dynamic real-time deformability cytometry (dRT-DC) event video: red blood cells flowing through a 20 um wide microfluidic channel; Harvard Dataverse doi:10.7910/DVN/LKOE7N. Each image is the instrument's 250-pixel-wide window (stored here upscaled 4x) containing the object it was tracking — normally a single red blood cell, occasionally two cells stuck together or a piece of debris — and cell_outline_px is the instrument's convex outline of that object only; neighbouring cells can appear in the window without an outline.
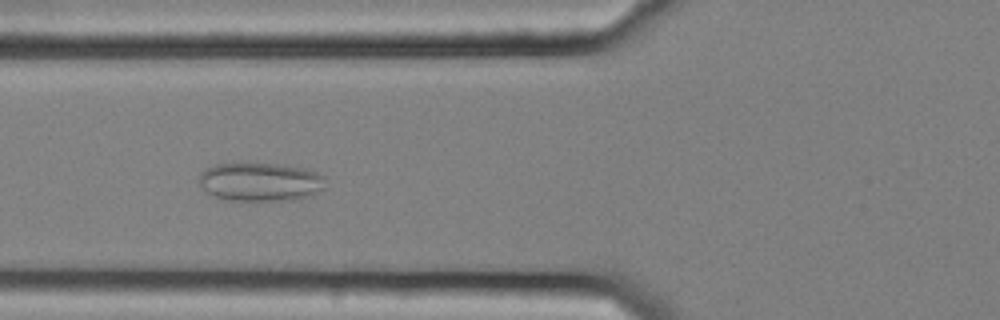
{"species": "common noctule bat (a hibernating species)", "species_latin": "Nyctalus noctula", "temperature_condition": "cold", "stored_images_in_passage": 48, "camera_frame_rate_fps": 3000, "um_per_image_px": 0.085, "animal": {"sex": "female", "body_mass_g": 25.1}, "frame": {"image": 1, "passage_image": 14, "time_ms": 4.333, "image_size_px": [1000, 320], "cell_outline_px": [[324, 188], [312, 196], [300, 200], [256, 204], [232, 200], [216, 196], [208, 192], [200, 184], [200, 172], [216, 164], [256, 160], [304, 168], [316, 172], [324, 176]], "centroid_in_image_um": [22.17, 15.47], "position_along_channel_um": 103.6, "area_um2": 30.11}, "authors_computed_cell_mechanics": {"area_um2": 29.2757, "velocity_mm_per_s": 3.6021, "shape_relaxation_time_tau1_ms": null, "shape_relaxation_time_tau2_ms": 1.4247, "deformation_change_tau1": null, "deformation_change_tau2": 0.0667}}